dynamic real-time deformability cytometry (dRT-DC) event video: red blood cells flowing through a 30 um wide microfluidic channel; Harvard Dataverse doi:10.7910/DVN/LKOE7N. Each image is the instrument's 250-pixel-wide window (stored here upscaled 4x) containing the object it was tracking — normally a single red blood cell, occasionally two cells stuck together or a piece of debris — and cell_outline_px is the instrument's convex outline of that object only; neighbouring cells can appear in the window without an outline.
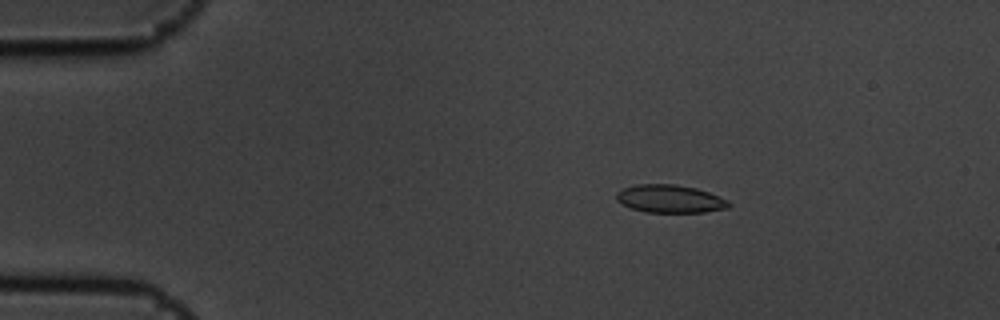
{"species": "common noctule bat (a hibernating species)", "species_latin": "Nyctalus noctula", "temperature_condition": "cold", "stored_images_in_passage": 5, "camera_frame_rate_fps": 3000, "um_per_image_px": 0.085, "animal": {"sex": "male", "body_mass_g": 19.5, "forearm_length_mm": 54.6}, "frame": {"image": 1, "passage_image": 3, "time_ms": 0.667, "image_size_px": [1000, 320], "cell_outline_px": [[732, 204], [728, 208], [704, 212], [644, 212], [632, 208], [616, 200], [616, 192], [624, 188], [636, 184], [676, 184], [696, 188], [708, 192], [728, 200]], "centroid_in_image_um": [56.96, 16.89], "position_along_channel_um": 28.0, "area_um2": 18.26}}